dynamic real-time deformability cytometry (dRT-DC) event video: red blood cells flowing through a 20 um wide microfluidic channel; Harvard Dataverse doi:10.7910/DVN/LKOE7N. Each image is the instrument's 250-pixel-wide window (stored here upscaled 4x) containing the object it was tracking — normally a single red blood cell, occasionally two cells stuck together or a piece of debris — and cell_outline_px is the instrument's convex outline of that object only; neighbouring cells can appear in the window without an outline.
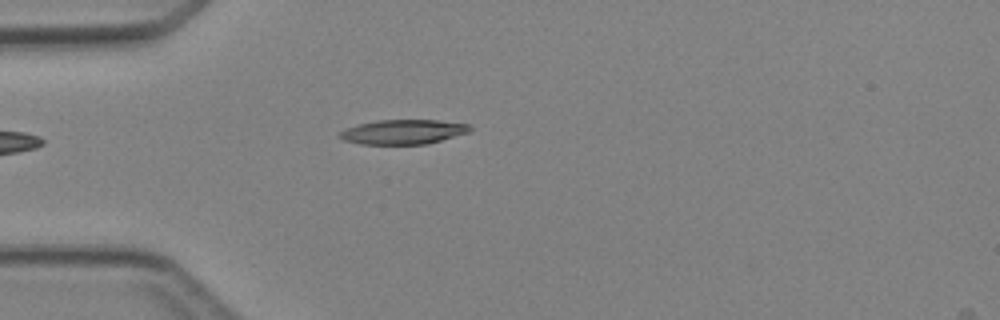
{"species": "Egyptian fruit bat (a non-hibernating species)", "species_latin": "Rousettus aegyptiacus", "temperature_condition": "cold", "stored_images_in_passage": 3, "camera_frame_rate_fps": 3000, "um_per_image_px": 0.085, "animal": {"sex": "female"}, "frame": {"image": 1, "passage_image": 3, "time_ms": 2.333, "image_size_px": [1000, 320], "cell_outline_px": [[472, 128], [468, 132], [428, 144], [360, 144], [344, 140], [336, 136], [344, 128], [356, 124], [376, 120], [436, 120], [468, 124]], "centroid_in_image_um": [34.2, 11.21], "position_along_channel_um": 50.8, "area_um2": 18.73}}